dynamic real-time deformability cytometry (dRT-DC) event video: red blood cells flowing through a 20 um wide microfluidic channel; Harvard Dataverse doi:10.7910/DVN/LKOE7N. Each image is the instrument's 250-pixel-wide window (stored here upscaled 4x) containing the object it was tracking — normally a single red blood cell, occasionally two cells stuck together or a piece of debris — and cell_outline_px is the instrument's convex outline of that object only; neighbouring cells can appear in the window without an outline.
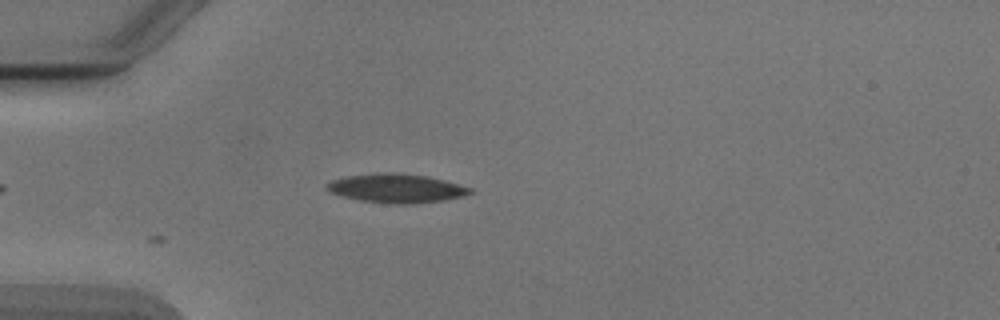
{"species": "Egyptian fruit bat (a non-hibernating species)", "species_latin": "Rousettus aegyptiacus", "temperature_condition": "cold", "stored_images_in_passage": 4, "camera_frame_rate_fps": 3000, "um_per_image_px": 0.085, "animal": {"sex": "male"}, "frame": {"image": 1, "passage_image": 4, "time_ms": 4.333, "image_size_px": [1000, 320], "cell_outline_px": [[476, 192], [464, 196], [444, 200], [412, 204], [396, 204], [360, 200], [344, 196], [332, 192], [328, 188], [328, 184], [332, 180], [348, 176], [392, 172], [396, 172], [428, 176], [460, 184], [472, 188]], "centroid_in_image_um": [33.82, 16.01], "position_along_channel_um": 51.2, "area_um2": 23.87}}